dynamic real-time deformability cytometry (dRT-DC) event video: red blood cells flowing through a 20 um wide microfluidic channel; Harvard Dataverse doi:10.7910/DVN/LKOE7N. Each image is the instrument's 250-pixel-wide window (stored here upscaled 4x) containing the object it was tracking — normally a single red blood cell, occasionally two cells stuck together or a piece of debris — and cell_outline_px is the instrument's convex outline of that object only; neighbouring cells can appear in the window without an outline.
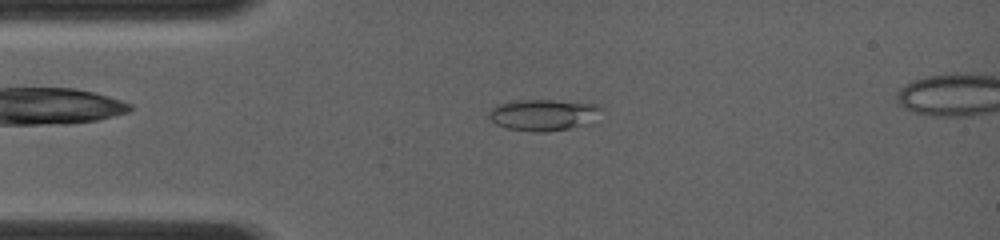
{"species": "common noctule bat (a hibernating species)", "species_latin": "Nyctalus noctula", "temperature_condition": "room temperature", "stored_images_in_passage": 55, "camera_frame_rate_fps": 4000, "um_per_image_px": 0.085, "animal": {"sex": "female", "body_mass_g": 19.0, "forearm_length_mm": 56.7}, "frame": {"image": 1, "passage_image": 7, "time_ms": 1.5, "image_size_px": [1000, 240], "cell_outline_px": [[600, 108], [588, 124], [568, 128], [544, 132], [536, 132], [508, 128], [496, 124], [488, 116], [488, 112], [496, 104], [516, 100], [552, 100], [600, 104]], "centroid_in_image_um": [46.12, 9.75], "position_along_channel_um": 38.9, "area_um2": 20.23}}
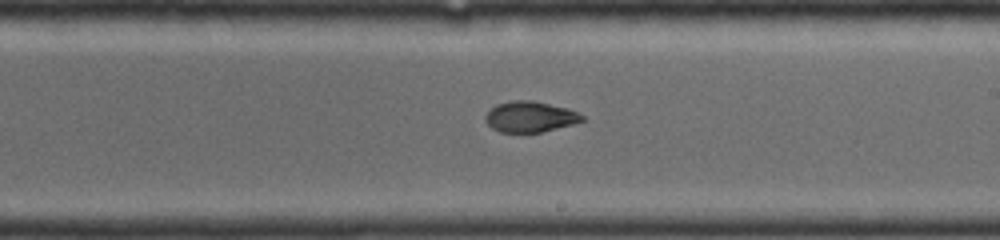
{"frame": {"image": 2, "passage_image": 29, "time_ms": 6.5, "image_size_px": [1000, 240], "cell_outline_px": [[584, 120], [572, 124], [540, 132], [500, 132], [492, 128], [484, 120], [484, 116], [496, 104], [512, 100], [532, 100], [568, 108], [584, 116]], "centroid_in_image_um": [45.03, 9.91], "position_along_channel_um": 244.0, "area_um2": 17.22}}
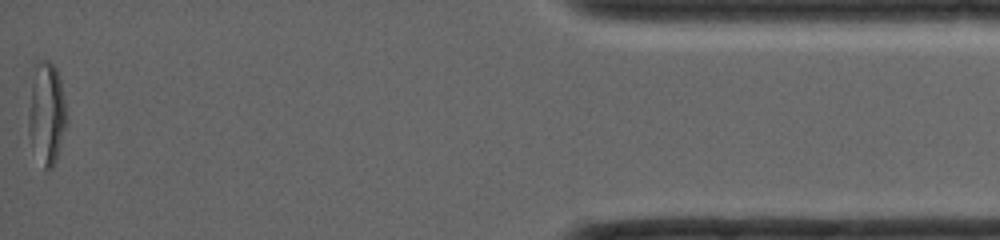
{"frame": {"image": 3, "passage_image": 54, "time_ms": 12.25, "image_size_px": [1000, 240], "cell_outline_px": [[64, 128], [56, 160], [52, 168], [48, 172], [44, 168], [28, 132], [28, 116], [32, 84], [36, 64], [40, 60], [48, 60], [56, 68], [60, 80], [64, 100]], "centroid_in_image_um": [3.94, 9.61], "position_along_channel_um": 431.3, "area_um2": 21.5}}